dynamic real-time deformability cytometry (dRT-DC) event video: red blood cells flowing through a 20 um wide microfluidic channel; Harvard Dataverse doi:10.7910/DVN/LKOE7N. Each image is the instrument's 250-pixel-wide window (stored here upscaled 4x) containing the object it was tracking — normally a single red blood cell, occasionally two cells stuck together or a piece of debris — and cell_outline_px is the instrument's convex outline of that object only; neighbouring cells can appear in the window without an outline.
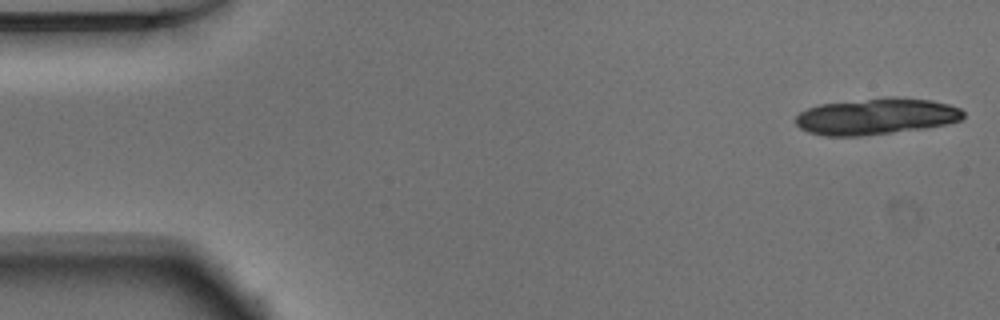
{"species": "Egyptian fruit bat (a non-hibernating species)", "species_latin": "Rousettus aegyptiacus", "temperature_condition": "warm", "stored_images_in_passage": 14, "camera_frame_rate_fps": 3000, "um_per_image_px": 0.085, "animal": {"sex": "male"}, "frame": {"image": 1, "passage_image": 1, "time_ms": 0.0, "image_size_px": [1000, 320], "cell_outline_px": [[964, 116], [960, 120], [948, 124], [924, 128], [860, 136], [824, 136], [808, 132], [800, 128], [796, 124], [796, 116], [800, 112], [808, 108], [820, 104], [884, 96], [896, 96], [932, 100], [948, 104], [960, 108], [964, 112]], "centroid_in_image_um": [74.48, 9.88], "position_along_channel_um": 10.5, "area_um2": 35.84}}